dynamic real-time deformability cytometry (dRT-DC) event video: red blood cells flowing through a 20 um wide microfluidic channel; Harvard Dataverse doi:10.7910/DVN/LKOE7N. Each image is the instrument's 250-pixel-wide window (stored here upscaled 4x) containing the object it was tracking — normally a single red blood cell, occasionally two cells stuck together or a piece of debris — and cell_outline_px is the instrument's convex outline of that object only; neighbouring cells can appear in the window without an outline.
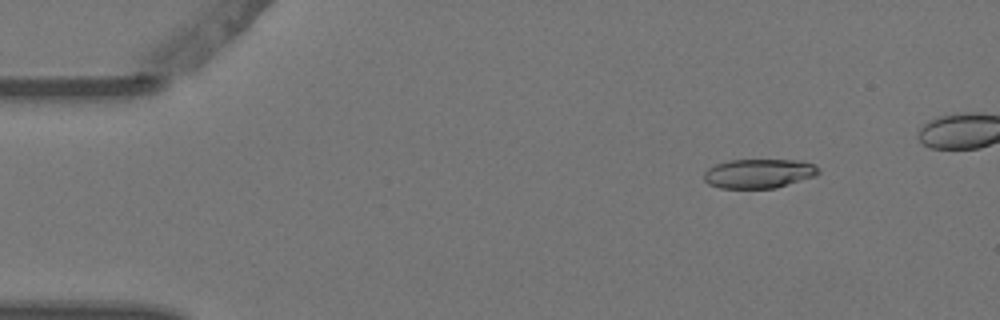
{"species": "Egyptian fruit bat (a non-hibernating species)", "species_latin": "Rousettus aegyptiacus", "temperature_condition": "warm", "stored_images_in_passage": 5, "camera_frame_rate_fps": 3000, "um_per_image_px": 0.085, "animal": {"sex": "female"}, "frame": {"image": 1, "passage_image": 2, "time_ms": 0.333, "image_size_px": [1000, 320], "cell_outline_px": [[820, 172], [816, 176], [776, 188], [720, 188], [708, 184], [704, 180], [704, 172], [708, 168], [716, 164], [728, 160], [800, 160], [812, 164], [820, 168]], "centroid_in_image_um": [64.51, 14.75], "position_along_channel_um": 20.5, "area_um2": 19.65}}
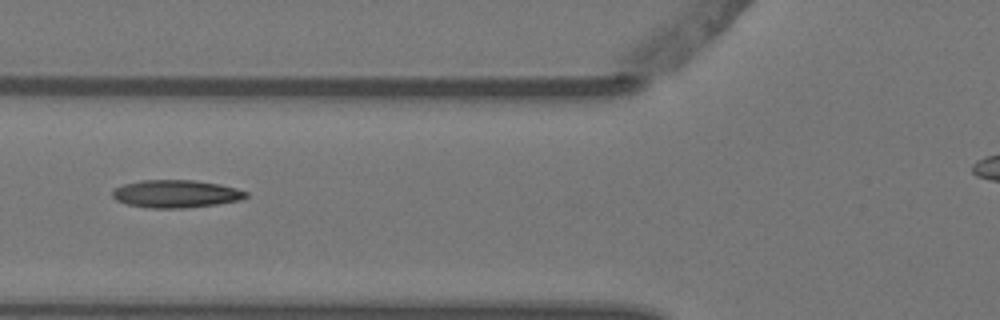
{"frame": {"image": 2, "passage_image": 5, "time_ms": 1.333, "image_size_px": [1000, 320], "cell_outline_px": [[248, 196], [240, 200], [216, 204], [184, 208], [148, 208], [128, 204], [116, 200], [112, 196], [112, 188], [124, 184], [140, 180], [196, 180], [220, 184], [236, 188], [248, 192]], "centroid_in_image_um": [14.94, 16.47], "position_along_channel_um": 110.9, "area_um2": 21.68}}